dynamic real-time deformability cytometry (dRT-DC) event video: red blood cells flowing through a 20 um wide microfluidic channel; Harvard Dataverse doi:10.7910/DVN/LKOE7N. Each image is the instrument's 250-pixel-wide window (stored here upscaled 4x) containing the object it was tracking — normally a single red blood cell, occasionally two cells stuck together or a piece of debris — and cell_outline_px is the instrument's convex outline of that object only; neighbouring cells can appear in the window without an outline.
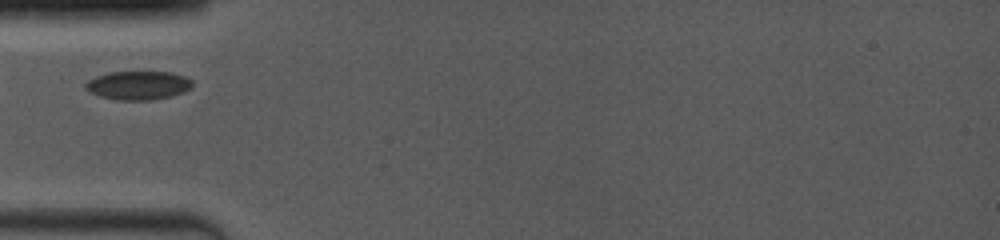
{"species": "common noctule bat (a hibernating species)", "species_latin": "Nyctalus noctula", "temperature_condition": "room temperature", "stored_images_in_passage": 28, "camera_frame_rate_fps": 4000, "um_per_image_px": 0.085, "animal": {"sex": "female", "body_mass_g": 19.0, "forearm_length_mm": 53.3}, "frame": {"image": 1, "passage_image": 1, "time_ms": 0.0, "image_size_px": [1000, 240], "cell_outline_px": [[192, 88], [184, 92], [152, 100], [120, 100], [100, 96], [84, 88], [84, 84], [88, 80], [96, 76], [112, 72], [172, 72], [184, 76], [192, 80]], "centroid_in_image_um": [11.76, 7.25], "position_along_channel_um": 73.2, "area_um2": 17.74}}